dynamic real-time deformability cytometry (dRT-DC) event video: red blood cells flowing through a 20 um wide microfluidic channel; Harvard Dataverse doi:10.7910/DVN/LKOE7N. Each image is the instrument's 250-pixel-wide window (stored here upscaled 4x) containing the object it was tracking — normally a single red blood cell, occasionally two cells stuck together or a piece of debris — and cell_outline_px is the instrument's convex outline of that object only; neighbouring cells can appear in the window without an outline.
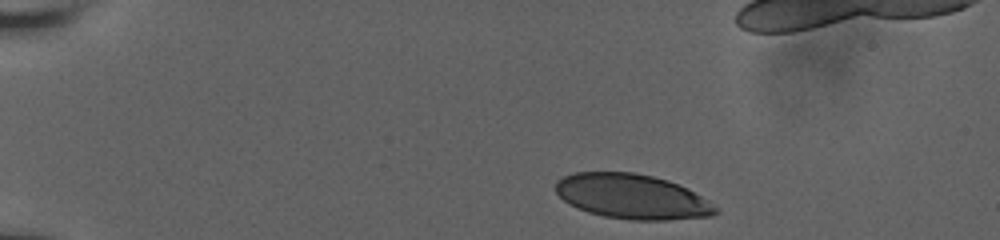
{"species": "human", "species_latin": "Homo sapiens", "temperature_condition": "room temperature", "stored_images_in_passage": 6, "segment_of_instrument_passage": [1, 2], "camera_frame_rate_fps": 3000, "um_per_image_px": 0.085, "donor": {"sex": "male"}, "frame": {"image": 1, "passage_image": 1, "time_ms": 0.0, "image_size_px": [1000, 240], "cell_outline_px": [[720, 212], [712, 216], [668, 220], [632, 220], [604, 216], [588, 212], [564, 200], [556, 192], [556, 180], [564, 176], [576, 172], [632, 172], [652, 176], [668, 180], [688, 188], [708, 200], [720, 208]], "centroid_in_image_um": [53.79, 16.71], "position_along_channel_um": 31.2, "area_um2": 41.79}}
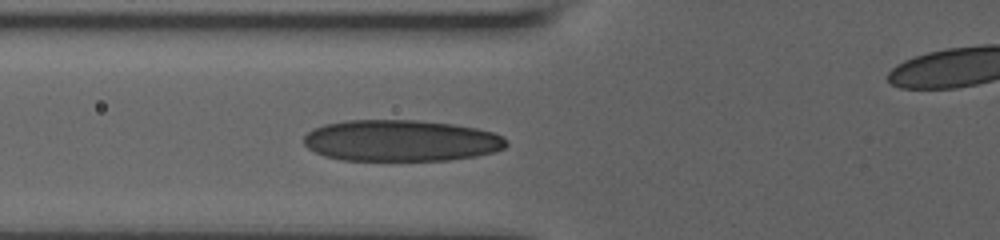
{"frame": {"image": 2, "passage_image": 5, "time_ms": 4.0, "image_size_px": [1000, 240], "cell_outline_px": [[508, 144], [504, 148], [492, 152], [476, 156], [448, 160], [340, 160], [324, 156], [308, 148], [304, 144], [304, 136], [308, 132], [324, 124], [348, 120], [416, 120], [452, 124], [476, 128], [492, 132], [504, 136], [508, 140]], "centroid_in_image_um": [34.09, 11.95], "position_along_channel_um": 91.7, "area_um2": 48.9}}